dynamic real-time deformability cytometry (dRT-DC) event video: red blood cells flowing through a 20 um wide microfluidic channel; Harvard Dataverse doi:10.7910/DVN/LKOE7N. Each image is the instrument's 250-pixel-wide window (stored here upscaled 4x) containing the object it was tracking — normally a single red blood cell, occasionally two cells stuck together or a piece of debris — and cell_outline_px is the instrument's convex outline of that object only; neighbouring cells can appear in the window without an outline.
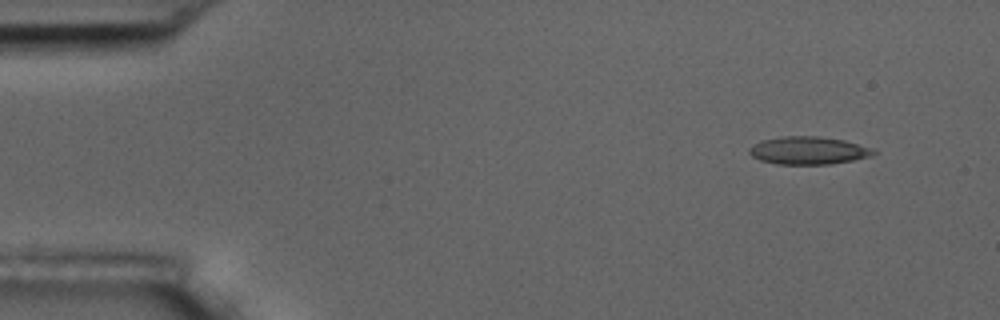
{"species": "common noctule bat (a hibernating species)", "species_latin": "Nyctalus noctula", "temperature_condition": "room temperature", "stored_images_in_passage": 4, "camera_frame_rate_fps": 3000, "um_per_image_px": 0.085, "animal": {"sex": "male", "body_mass_g": 17.5, "forearm_length_mm": 52.3}, "frame": {"image": 1, "passage_image": 1, "time_ms": 0.0, "image_size_px": [1000, 320], "cell_outline_px": [[876, 152], [872, 156], [832, 164], [776, 164], [760, 160], [752, 156], [748, 152], [748, 148], [752, 144], [760, 140], [784, 136], [820, 136], [844, 140], [868, 148]], "centroid_in_image_um": [68.63, 12.79], "position_along_channel_um": 16.4, "area_um2": 20.06}}
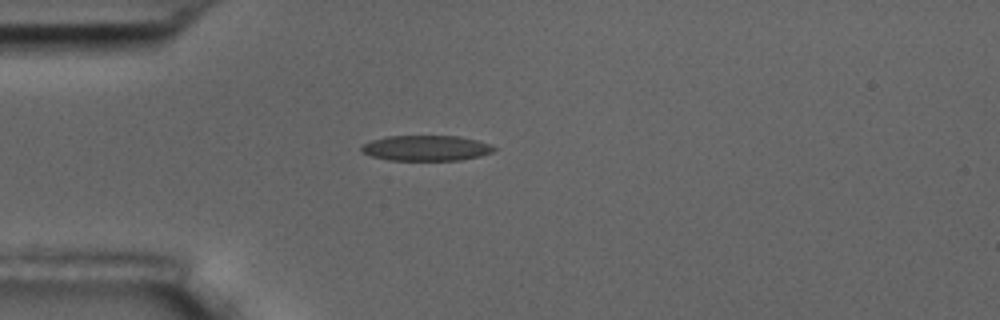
{"frame": {"image": 2, "passage_image": 4, "time_ms": 3.333, "image_size_px": [1000, 320], "cell_outline_px": [[496, 148], [492, 152], [480, 156], [460, 160], [388, 160], [372, 156], [360, 152], [360, 148], [364, 144], [372, 140], [388, 136], [460, 136], [476, 140], [488, 144]], "centroid_in_image_um": [36.2, 12.59], "position_along_channel_um": 48.8, "area_um2": 19.54}}